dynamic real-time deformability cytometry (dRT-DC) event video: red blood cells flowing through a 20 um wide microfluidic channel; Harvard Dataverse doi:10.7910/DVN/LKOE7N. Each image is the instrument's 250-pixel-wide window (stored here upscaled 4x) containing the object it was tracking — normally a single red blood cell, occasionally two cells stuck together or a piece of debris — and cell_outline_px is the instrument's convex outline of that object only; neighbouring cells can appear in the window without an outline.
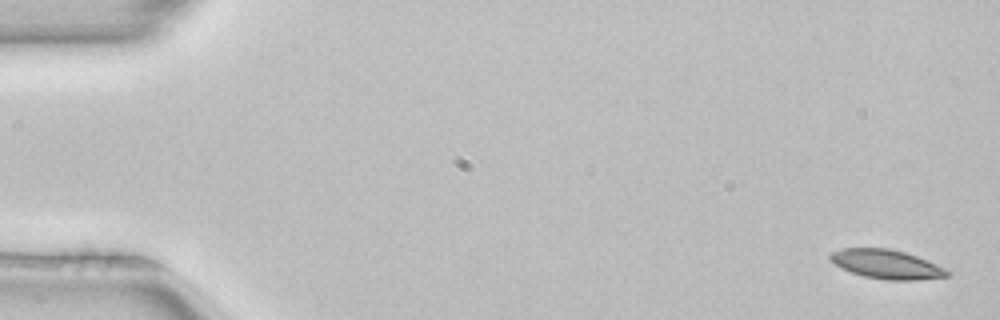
{"species": "common noctule bat (a hibernating species)", "species_latin": "Nyctalus noctula", "temperature_condition": "room temperature", "stored_images_in_passage": 5, "camera_frame_rate_fps": 3000, "um_per_image_px": 0.085, "animal": {"sex": "female", "body_mass_g": 22.7, "forearm_length_mm": 54.2}, "frame": {"image": 1, "passage_image": 1, "time_ms": 0.0, "image_size_px": [1000, 320], "cell_outline_px": [[952, 272], [948, 276], [916, 280], [888, 280], [864, 276], [852, 272], [836, 264], [828, 256], [832, 252], [840, 248], [888, 248], [904, 252], [916, 256], [936, 264]], "centroid_in_image_um": [75.38, 22.45], "position_along_channel_um": 9.6, "area_um2": 19.54}}
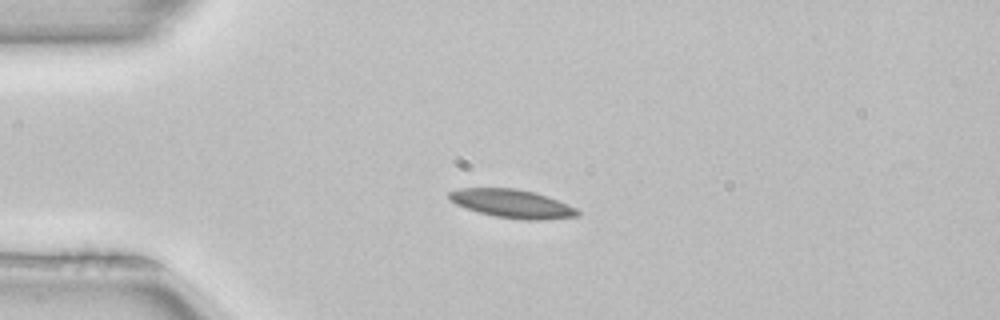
{"frame": {"image": 2, "passage_image": 4, "time_ms": 1.0, "image_size_px": [1000, 320], "cell_outline_px": [[580, 216], [544, 220], [524, 220], [496, 216], [480, 212], [456, 204], [448, 196], [448, 192], [460, 188], [516, 188], [532, 192], [556, 200], [576, 208], [580, 212]], "centroid_in_image_um": [43.55, 17.31], "position_along_channel_um": 41.5, "area_um2": 20.92}}